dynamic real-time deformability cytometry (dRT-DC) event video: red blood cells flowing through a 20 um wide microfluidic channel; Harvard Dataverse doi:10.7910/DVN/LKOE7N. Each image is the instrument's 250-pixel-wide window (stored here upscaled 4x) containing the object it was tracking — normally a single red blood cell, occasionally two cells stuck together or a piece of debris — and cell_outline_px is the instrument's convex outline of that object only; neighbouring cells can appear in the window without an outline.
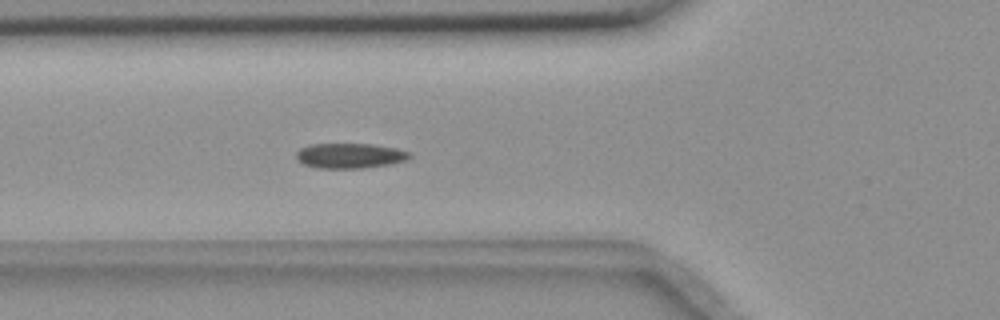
{"species": "common noctule bat (a hibernating species)", "species_latin": "Nyctalus noctula", "temperature_condition": "room temperature", "stored_images_in_passage": 7, "camera_frame_rate_fps": 3000, "um_per_image_px": 0.085, "animal": {"sex": "female", "body_mass_g": 18.4}, "frame": {"image": 1, "passage_image": 7, "time_ms": 2.0, "image_size_px": [1000, 320], "cell_outline_px": [[412, 156], [408, 160], [392, 164], [364, 168], [316, 168], [304, 164], [296, 156], [296, 152], [300, 148], [308, 144], [372, 144], [396, 148], [412, 152]], "centroid_in_image_um": [29.79, 13.23], "position_along_channel_um": 96.0, "area_um2": 16.76}}